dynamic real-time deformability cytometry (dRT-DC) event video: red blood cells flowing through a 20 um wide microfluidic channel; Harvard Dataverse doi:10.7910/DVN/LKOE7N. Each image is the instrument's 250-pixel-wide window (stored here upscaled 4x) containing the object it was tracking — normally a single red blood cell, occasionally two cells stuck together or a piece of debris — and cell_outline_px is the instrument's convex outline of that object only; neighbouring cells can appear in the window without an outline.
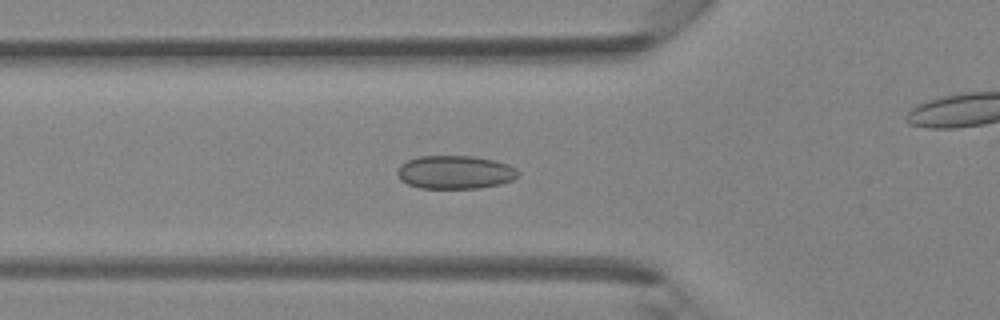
{"species": "Egyptian fruit bat (a non-hibernating species)", "species_latin": "Rousettus aegyptiacus", "temperature_condition": "room temperature", "stored_images_in_passage": 43, "camera_frame_rate_fps": 3000, "um_per_image_px": 0.085, "animal": {"sex": "female"}, "frame": {"image": 1, "passage_image": 15, "time_ms": 4.667, "image_size_px": [1000, 320], "cell_outline_px": [[520, 172], [512, 180], [500, 184], [476, 188], [420, 188], [408, 184], [400, 180], [396, 172], [400, 164], [408, 160], [420, 156], [472, 156], [492, 160], [508, 164], [516, 168]], "centroid_in_image_um": [38.66, 14.64], "position_along_channel_um": 87.1, "area_um2": 23.41}}
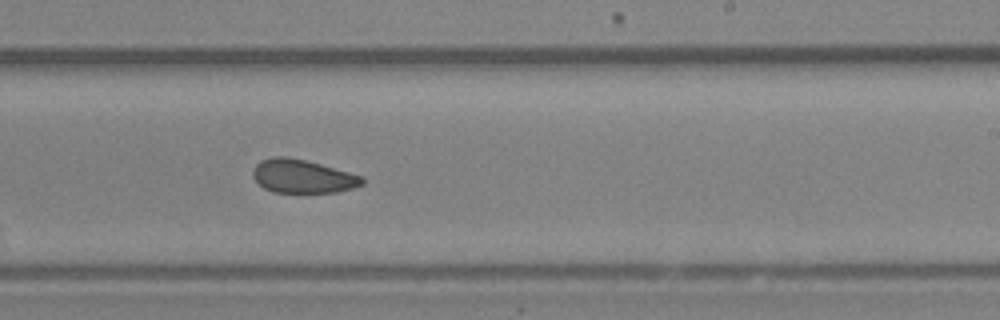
{"frame": {"image": 2, "passage_image": 26, "time_ms": 8.333, "image_size_px": [1000, 320], "cell_outline_px": [[364, 184], [352, 188], [336, 192], [272, 192], [264, 188], [252, 176], [252, 172], [256, 164], [260, 160], [272, 156], [284, 156], [304, 160], [320, 164], [364, 176]], "centroid_in_image_um": [25.71, 14.98], "position_along_channel_um": 263.3, "area_um2": 21.27}}
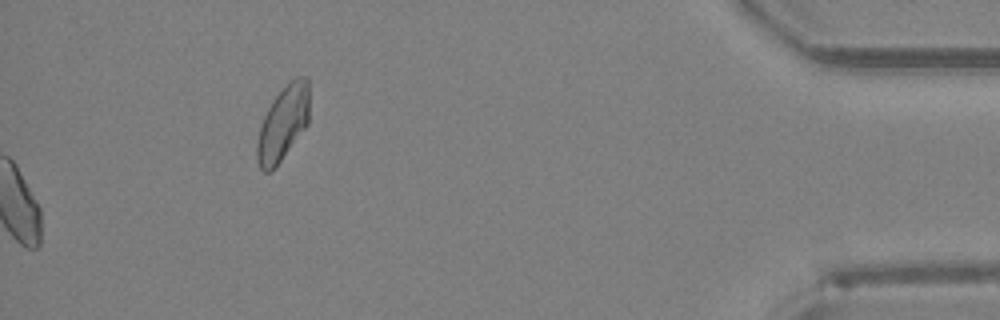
{"frame": {"image": 3, "passage_image": 43, "time_ms": 14.0, "image_size_px": [1000, 320], "cell_outline_px": [[308, 124], [276, 168], [272, 172], [264, 172], [260, 168], [256, 160], [256, 144], [260, 128], [264, 116], [268, 108], [276, 96], [296, 76], [308, 76]], "centroid_in_image_um": [24.04, 10.54], "position_along_channel_um": 411.2, "area_um2": 22.66}}